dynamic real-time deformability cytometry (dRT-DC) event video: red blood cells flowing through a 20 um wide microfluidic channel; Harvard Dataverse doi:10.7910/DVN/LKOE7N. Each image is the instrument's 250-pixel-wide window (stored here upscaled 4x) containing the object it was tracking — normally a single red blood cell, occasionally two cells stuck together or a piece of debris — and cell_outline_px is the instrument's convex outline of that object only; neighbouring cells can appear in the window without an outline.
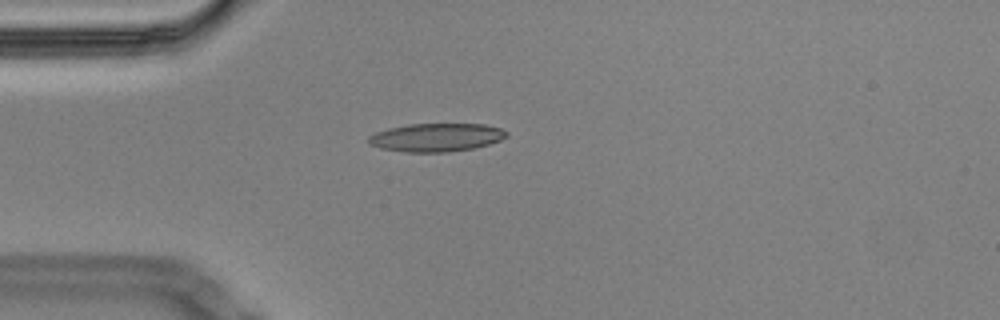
{"species": "Egyptian fruit bat (a non-hibernating species)", "species_latin": "Rousettus aegyptiacus", "temperature_condition": "cold", "stored_images_in_passage": 43, "camera_frame_rate_fps": 3000, "um_per_image_px": 0.085, "animal": {"sex": "male"}, "frame": {"image": 1, "passage_image": 1, "time_ms": 0.0, "image_size_px": [1000, 320], "cell_outline_px": [[508, 136], [500, 140], [488, 144], [472, 148], [448, 152], [404, 152], [380, 148], [368, 144], [368, 136], [376, 132], [388, 128], [408, 124], [484, 124], [500, 128], [508, 132]], "centroid_in_image_um": [37.06, 11.68], "position_along_channel_um": 47.9, "area_um2": 22.77}}
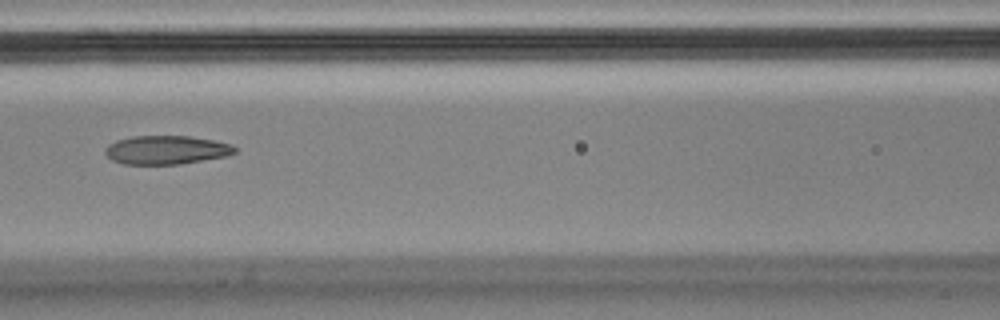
{"frame": {"image": 2, "passage_image": 11, "time_ms": 3.333, "image_size_px": [1000, 320], "cell_outline_px": [[236, 152], [228, 156], [180, 164], [124, 164], [112, 160], [104, 152], [104, 148], [108, 144], [116, 140], [132, 136], [188, 136], [212, 140], [232, 144], [236, 148]], "centroid_in_image_um": [14.13, 12.74], "position_along_channel_um": 152.5, "area_um2": 21.73}}
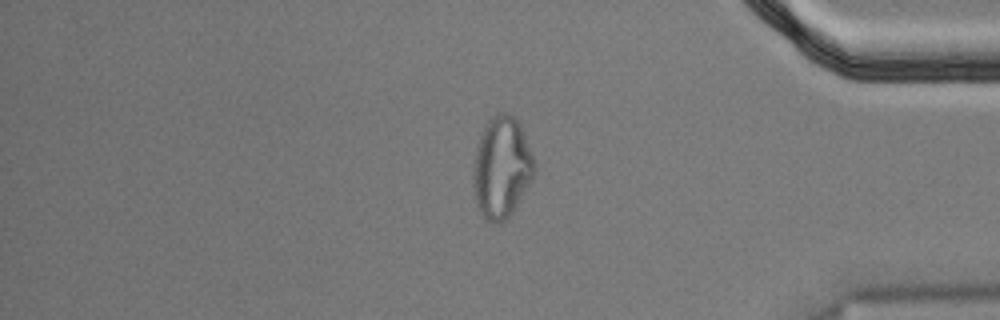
{"frame": {"image": 3, "passage_image": 34, "time_ms": 11.0, "image_size_px": [1000, 320], "cell_outline_px": [[536, 172], [516, 208], [504, 220], [496, 224], [492, 224], [484, 216], [476, 204], [472, 184], [472, 172], [476, 144], [484, 124], [496, 112], [508, 112], [516, 116], [520, 124], [536, 164]], "centroid_in_image_um": [42.63, 14.2], "position_along_channel_um": 392.6, "area_um2": 36.82}, "authors_computed_cell_mechanics": {"area_um2": 23.6402, "velocity_mm_per_s": 3.4722, "shape_relaxation_time_tau1_ms": null, "shape_relaxation_time_tau2_ms": 2.685, "deformation_change_tau1": null, "deformation_change_tau2": 0.1024}}